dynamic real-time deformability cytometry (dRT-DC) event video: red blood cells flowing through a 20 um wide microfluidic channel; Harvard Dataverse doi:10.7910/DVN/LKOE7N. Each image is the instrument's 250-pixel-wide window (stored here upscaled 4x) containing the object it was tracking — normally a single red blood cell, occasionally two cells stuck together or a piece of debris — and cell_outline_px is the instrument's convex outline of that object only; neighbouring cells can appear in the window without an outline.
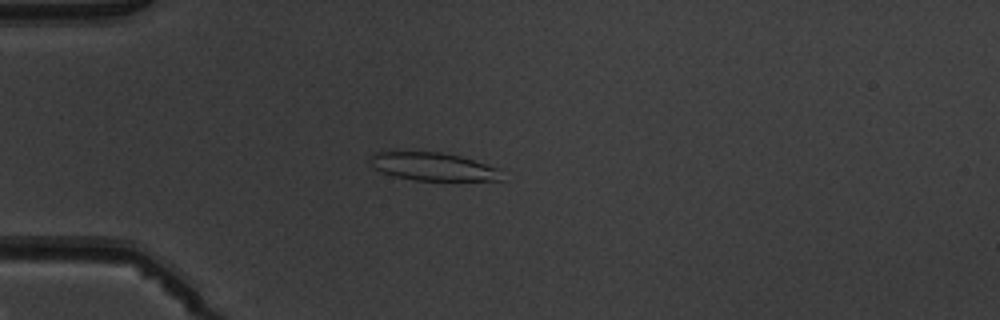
{"species": "common noctule bat (a hibernating species)", "species_latin": "Nyctalus noctula", "temperature_condition": "warm", "stored_images_in_passage": 4, "camera_frame_rate_fps": 3000, "um_per_image_px": 0.085, "animal": {"sex": "male", "body_mass_g": 19.5, "forearm_length_mm": 54.6}, "frame": {"image": 1, "passage_image": 4, "time_ms": 3.333, "image_size_px": [1000, 320], "cell_outline_px": [[504, 180], [416, 180], [392, 176], [380, 172], [372, 168], [368, 160], [368, 156], [376, 152], [392, 148], [440, 152], [460, 156], [496, 168]], "centroid_in_image_um": [36.58, 14.1], "position_along_channel_um": 48.4, "area_um2": 22.25}}